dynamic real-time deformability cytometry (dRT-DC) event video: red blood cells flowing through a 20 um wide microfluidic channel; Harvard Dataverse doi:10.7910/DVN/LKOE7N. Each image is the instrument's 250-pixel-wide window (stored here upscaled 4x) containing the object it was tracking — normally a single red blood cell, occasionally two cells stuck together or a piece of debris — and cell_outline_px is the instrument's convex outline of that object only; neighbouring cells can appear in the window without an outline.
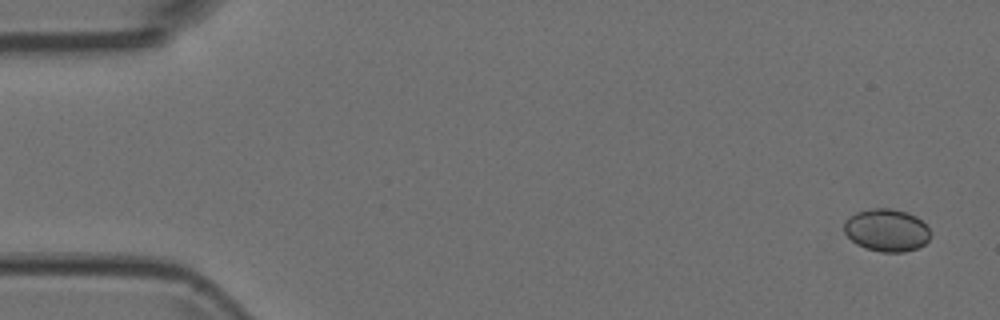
{"species": "Egyptian fruit bat (a non-hibernating species)", "species_latin": "Rousettus aegyptiacus", "temperature_condition": "room temperature", "stored_images_in_passage": 5, "camera_frame_rate_fps": 3000, "um_per_image_px": 0.085, "animal": {"sex": "female"}, "frame": {"image": 1, "passage_image": 1, "time_ms": 0.0, "image_size_px": [1000, 320], "cell_outline_px": [[928, 240], [924, 244], [916, 248], [904, 252], [880, 252], [864, 248], [856, 244], [844, 232], [844, 220], [856, 212], [872, 208], [892, 208], [908, 212], [916, 216], [928, 228]], "centroid_in_image_um": [75.32, 19.56], "position_along_channel_um": 9.7, "area_um2": 21.39}}
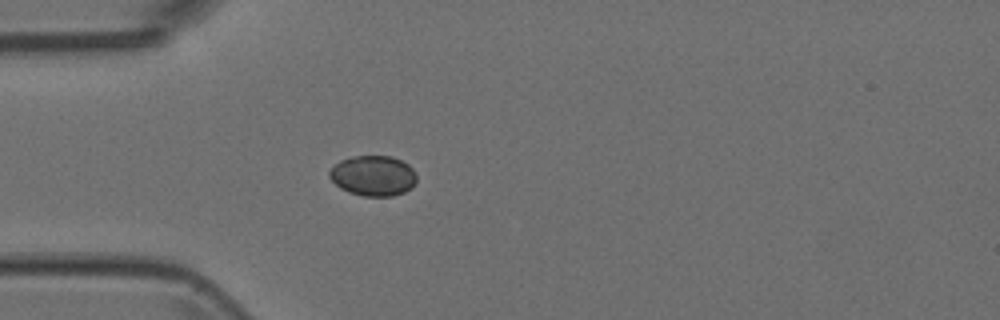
{"frame": {"image": 2, "passage_image": 5, "time_ms": 1.333, "image_size_px": [1000, 320], "cell_outline_px": [[416, 180], [404, 192], [392, 196], [364, 196], [348, 192], [340, 188], [328, 176], [328, 172], [340, 160], [352, 156], [392, 156], [408, 164], [416, 172]], "centroid_in_image_um": [31.7, 14.93], "position_along_channel_um": 53.3, "area_um2": 20.4}}